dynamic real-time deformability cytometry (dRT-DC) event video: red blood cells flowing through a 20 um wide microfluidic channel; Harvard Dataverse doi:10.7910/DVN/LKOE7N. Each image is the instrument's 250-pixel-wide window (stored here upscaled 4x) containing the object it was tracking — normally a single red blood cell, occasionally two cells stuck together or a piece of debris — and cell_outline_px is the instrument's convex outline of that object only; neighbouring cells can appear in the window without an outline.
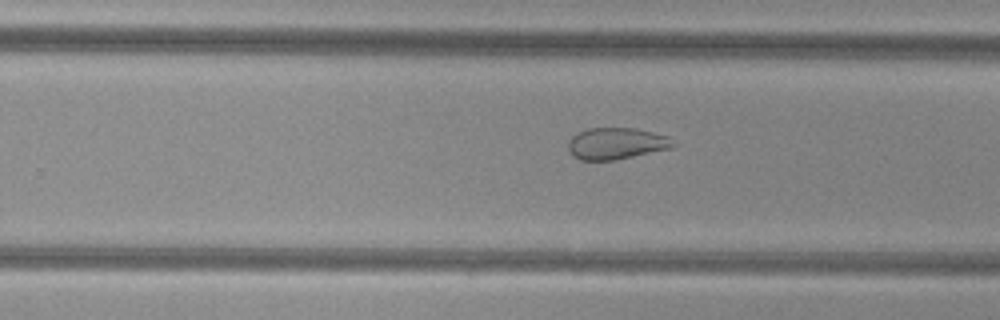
{"species": "common noctule bat (a hibernating species)", "species_latin": "Nyctalus noctula", "temperature_condition": "cold", "stored_images_in_passage": 24, "camera_frame_rate_fps": 3000, "um_per_image_px": 0.085, "animal": {"sex": "female", "body_mass_g": 29.2, "forearm_length_mm": 56.3}, "frame": {"image": 1, "passage_image": 21, "time_ms": 6.667, "image_size_px": [1000, 320], "cell_outline_px": [[676, 144], [672, 148], [616, 160], [580, 160], [572, 156], [568, 148], [568, 140], [576, 132], [588, 128], [636, 128], [668, 136]], "centroid_in_image_um": [52.36, 12.2], "position_along_channel_um": 277.4, "area_um2": 19.54}}